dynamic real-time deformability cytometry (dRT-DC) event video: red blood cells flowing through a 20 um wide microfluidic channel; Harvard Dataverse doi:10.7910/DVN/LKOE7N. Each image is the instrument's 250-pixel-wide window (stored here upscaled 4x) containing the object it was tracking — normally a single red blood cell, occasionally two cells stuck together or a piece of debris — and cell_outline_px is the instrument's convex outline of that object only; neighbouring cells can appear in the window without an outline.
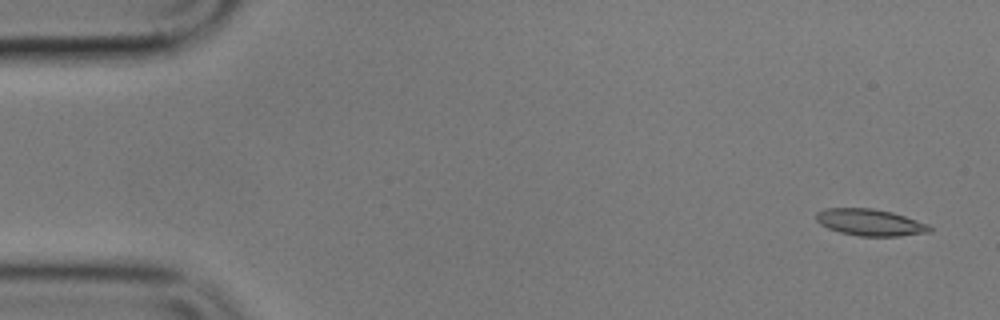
{"species": "common noctule bat (a hibernating species)", "species_latin": "Nyctalus noctula", "temperature_condition": "cold", "stored_images_in_passage": 10, "camera_frame_rate_fps": 3000, "um_per_image_px": 0.085, "animal": {"sex": "male", "body_mass_g": 17.9}, "frame": {"image": 1, "passage_image": 1, "time_ms": 0.0, "image_size_px": [1000, 320], "cell_outline_px": [[932, 232], [900, 236], [860, 236], [840, 232], [828, 228], [820, 224], [816, 220], [816, 212], [824, 208], [872, 208], [892, 212], [928, 224], [932, 228]], "centroid_in_image_um": [73.95, 18.9], "position_along_channel_um": 11.0, "area_um2": 17.69}}
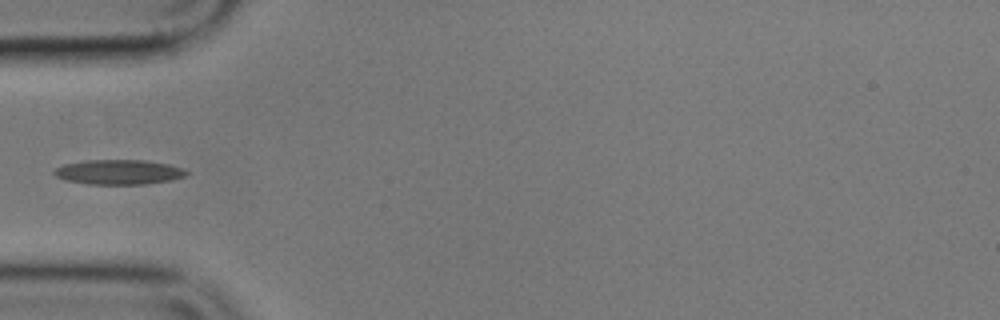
{"frame": {"image": 2, "passage_image": 5, "time_ms": 5.333, "image_size_px": [1000, 320], "cell_outline_px": [[188, 172], [184, 176], [172, 180], [144, 184], [88, 184], [64, 180], [56, 176], [52, 172], [56, 168], [64, 164], [88, 160], [144, 160], [168, 164], [180, 168]], "centroid_in_image_um": [10.05, 14.63], "position_along_channel_um": 74.9, "area_um2": 18.96}}
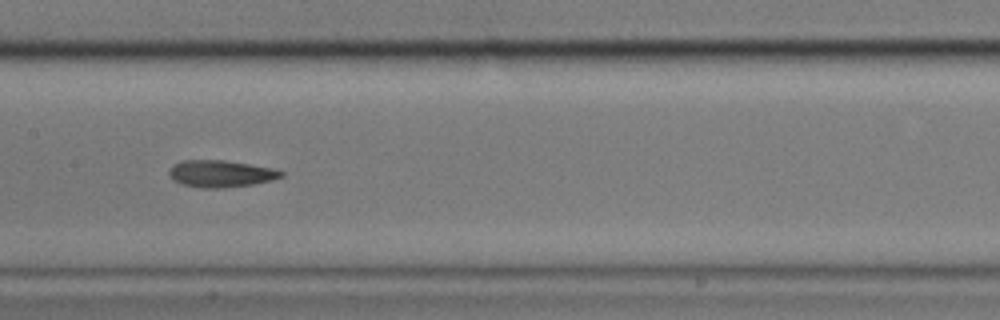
{"frame": {"image": 3, "passage_image": 8, "time_ms": 8.667, "image_size_px": [1000, 320], "cell_outline_px": [[284, 176], [272, 180], [252, 184], [224, 188], [200, 188], [180, 184], [172, 180], [168, 172], [172, 164], [180, 160], [224, 160], [272, 168], [284, 172]], "centroid_in_image_um": [18.71, 14.76], "position_along_channel_um": 188.7, "area_um2": 17.74}}